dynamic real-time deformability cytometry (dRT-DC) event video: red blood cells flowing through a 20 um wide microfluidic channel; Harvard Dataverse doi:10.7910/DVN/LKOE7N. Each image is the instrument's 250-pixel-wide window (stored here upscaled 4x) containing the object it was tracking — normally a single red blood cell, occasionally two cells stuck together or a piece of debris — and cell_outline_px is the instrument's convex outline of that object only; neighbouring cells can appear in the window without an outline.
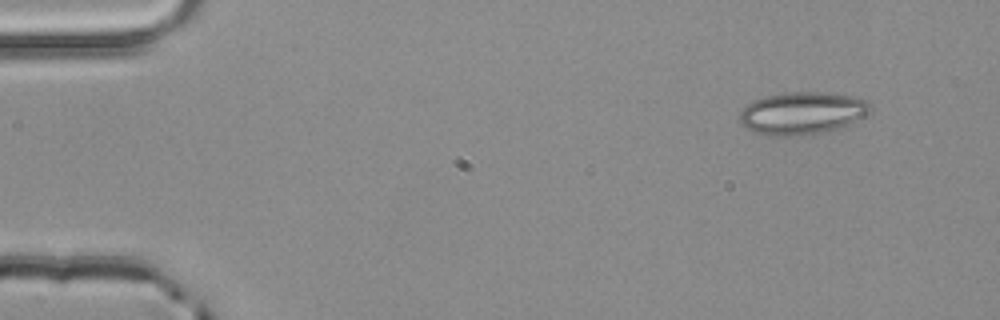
{"species": "common noctule bat (a hibernating species)", "species_latin": "Nyctalus noctula", "temperature_condition": "room temperature", "stored_images_in_passage": 3, "camera_frame_rate_fps": 3000, "um_per_image_px": 0.085, "animal": {"sex": "male", "body_mass_g": 20.4}, "frame": {"image": 1, "passage_image": 1, "time_ms": 0.0, "image_size_px": [1000, 320], "cell_outline_px": [[872, 112], [840, 128], [824, 132], [800, 136], [768, 136], [752, 132], [740, 120], [740, 112], [752, 100], [784, 92], [824, 92], [852, 96], [868, 100], [872, 108]], "centroid_in_image_um": [68.21, 9.62], "position_along_channel_um": 16.8, "area_um2": 32.54}}